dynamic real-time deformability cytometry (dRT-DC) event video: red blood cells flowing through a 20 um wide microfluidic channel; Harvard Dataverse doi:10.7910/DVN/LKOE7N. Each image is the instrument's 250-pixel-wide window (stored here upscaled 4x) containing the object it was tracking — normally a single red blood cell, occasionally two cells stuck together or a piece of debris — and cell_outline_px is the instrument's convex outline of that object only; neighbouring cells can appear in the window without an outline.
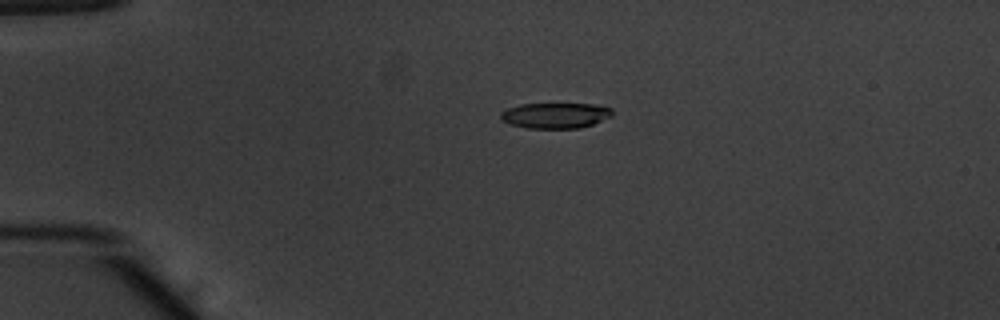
{"species": "common noctule bat (a hibernating species)", "species_latin": "Nyctalus noctula", "temperature_condition": "warm", "stored_images_in_passage": 34, "camera_frame_rate_fps": 3000, "um_per_image_px": 0.085, "animal": {"sex": "male", "body_mass_g": 20.1, "forearm_length_mm": 53.5}, "frame": {"image": 1, "passage_image": 1, "time_ms": 0.0, "image_size_px": [1000, 320], "cell_outline_px": [[612, 116], [592, 124], [580, 128], [528, 128], [508, 124], [500, 120], [500, 112], [508, 108], [520, 104], [596, 104], [612, 108]], "centroid_in_image_um": [47.18, 9.81], "position_along_channel_um": 37.8, "area_um2": 16.7}}
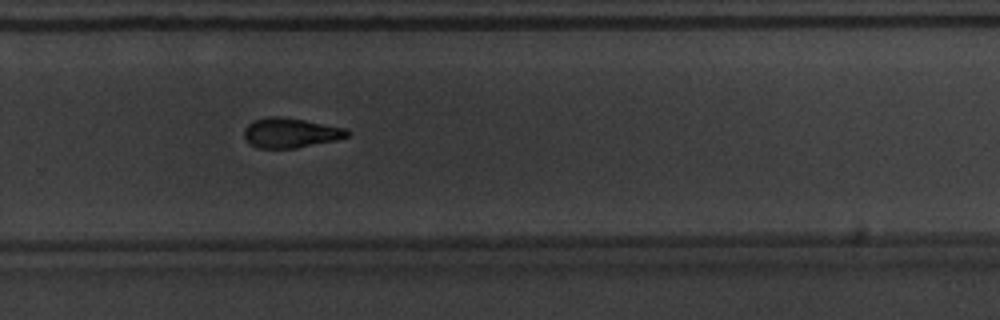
{"frame": {"image": 2, "passage_image": 25, "time_ms": 8.0, "image_size_px": [1000, 320], "cell_outline_px": [[352, 132], [348, 136], [336, 140], [296, 148], [260, 148], [252, 144], [244, 136], [244, 128], [248, 124], [256, 120], [268, 116], [280, 116], [304, 120], [348, 128]], "centroid_in_image_um": [24.75, 11.28], "position_along_channel_um": 305.1, "area_um2": 17.86}}
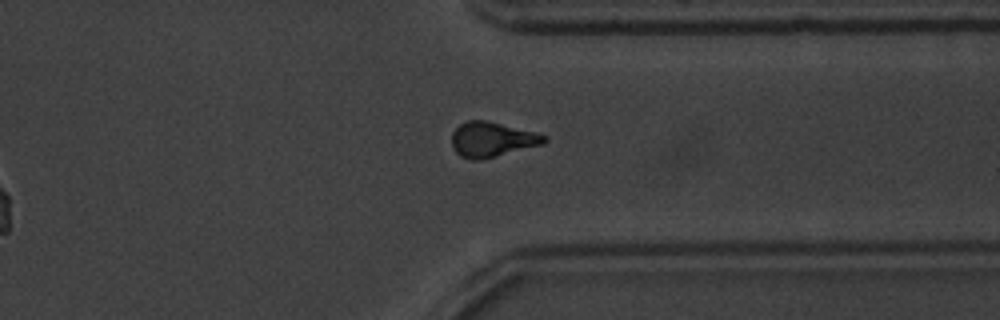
{"frame": {"image": 3, "passage_image": 30, "time_ms": 9.667, "image_size_px": [1000, 320], "cell_outline_px": [[548, 140], [544, 144], [480, 160], [472, 160], [460, 156], [452, 148], [452, 132], [460, 124], [468, 120], [488, 120], [536, 132], [548, 136]], "centroid_in_image_um": [41.83, 11.85], "position_along_channel_um": 369.6, "area_um2": 19.02}, "authors_computed_cell_mechanics": {"area_um2": 18.4671, "velocity_mm_per_s": 3.8809, "shape_relaxation_time_tau1_ms": 3.4091, "shape_relaxation_time_tau2_ms": 4.4117, "deformation_change_tau1": 0.1522, "deformation_change_tau2": 0.1018}}